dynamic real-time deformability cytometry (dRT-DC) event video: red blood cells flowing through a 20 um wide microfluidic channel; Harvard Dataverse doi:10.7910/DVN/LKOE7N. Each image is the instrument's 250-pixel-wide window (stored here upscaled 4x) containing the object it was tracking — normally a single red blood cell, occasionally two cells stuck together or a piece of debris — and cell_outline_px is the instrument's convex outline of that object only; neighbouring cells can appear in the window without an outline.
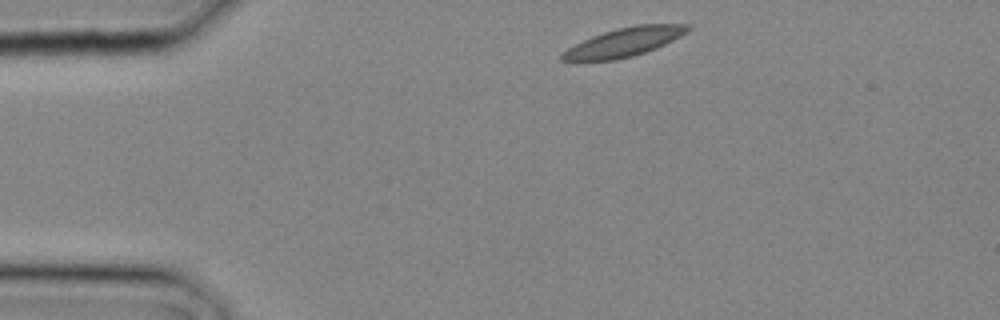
{"species": "common noctule bat (a hibernating species)", "species_latin": "Nyctalus noctula", "temperature_condition": "cold", "stored_images_in_passage": 9, "camera_frame_rate_fps": 3000, "um_per_image_px": 0.085, "animal": {"sex": "male", "body_mass_g": 20.4}, "frame": {"image": 1, "passage_image": 1, "time_ms": 0.0, "image_size_px": [1000, 320], "cell_outline_px": [[692, 28], [688, 32], [656, 48], [632, 56], [616, 60], [560, 60], [560, 52], [592, 36], [616, 28], [636, 24], [692, 24]], "centroid_in_image_um": [53.09, 3.56], "position_along_channel_um": 31.9, "area_um2": 20.92}}
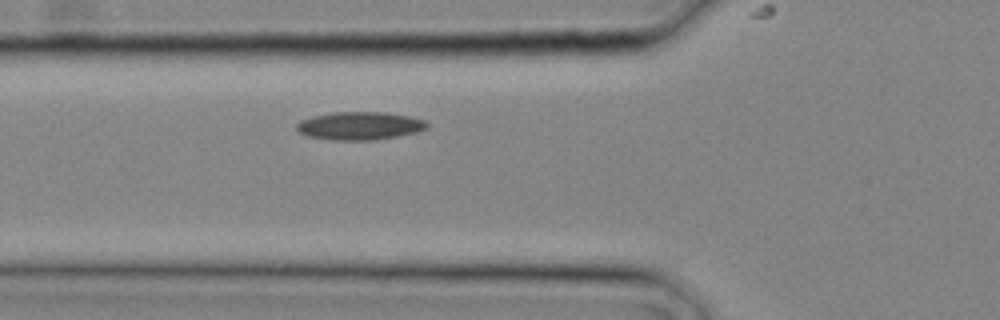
{"frame": {"image": 2, "passage_image": 6, "time_ms": 1.667, "image_size_px": [1000, 320], "cell_outline_px": [[428, 128], [416, 132], [400, 136], [372, 140], [328, 140], [308, 136], [300, 132], [296, 128], [296, 124], [300, 120], [312, 116], [336, 112], [384, 112], [408, 116], [424, 120], [428, 124]], "centroid_in_image_um": [30.57, 10.7], "position_along_channel_um": 95.2, "area_um2": 21.33}}
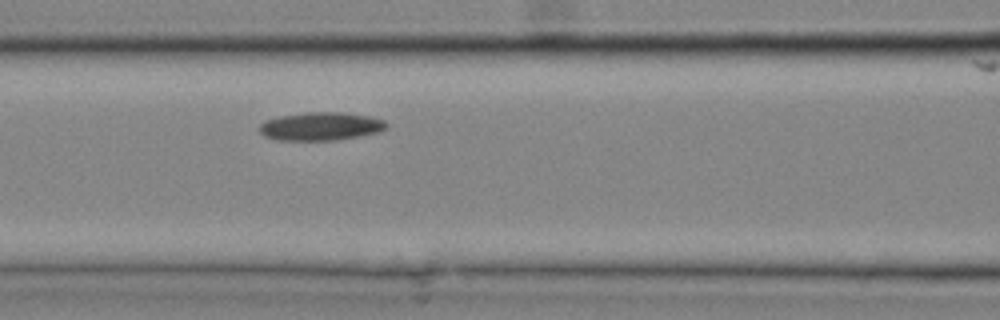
{"frame": {"image": 3, "passage_image": 8, "time_ms": 2.333, "image_size_px": [1000, 320], "cell_outline_px": [[388, 128], [380, 132], [360, 136], [336, 140], [276, 140], [264, 136], [260, 132], [260, 124], [268, 120], [280, 116], [304, 112], [344, 112], [368, 116], [384, 120], [388, 124]], "centroid_in_image_um": [27.3, 10.74], "position_along_channel_um": 139.3, "area_um2": 20.98}}